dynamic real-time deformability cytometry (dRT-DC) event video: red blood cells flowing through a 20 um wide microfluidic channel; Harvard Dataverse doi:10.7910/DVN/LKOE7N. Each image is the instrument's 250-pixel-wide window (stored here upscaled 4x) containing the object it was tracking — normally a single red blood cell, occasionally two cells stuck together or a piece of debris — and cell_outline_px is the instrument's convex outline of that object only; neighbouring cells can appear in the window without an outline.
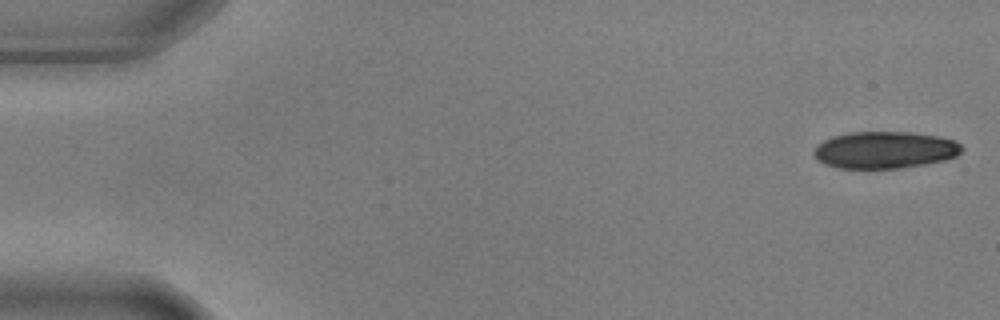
{"species": "common noctule bat (a hibernating species)", "species_latin": "Nyctalus noctula", "temperature_condition": "warm", "stored_images_in_passage": 8, "camera_frame_rate_fps": 3000, "um_per_image_px": 0.085, "animal": {"sex": "male", "body_mass_g": 17.9, "forearm_length_mm": 54.2}, "frame": {"image": 1, "passage_image": 1, "time_ms": 0.0, "image_size_px": [1000, 320], "cell_outline_px": [[964, 148], [956, 156], [944, 160], [924, 164], [900, 168], [840, 168], [824, 164], [816, 160], [812, 152], [816, 144], [832, 136], [848, 132], [912, 132], [936, 136], [956, 140]], "centroid_in_image_um": [75.17, 12.74], "position_along_channel_um": 9.8, "area_um2": 32.08}}
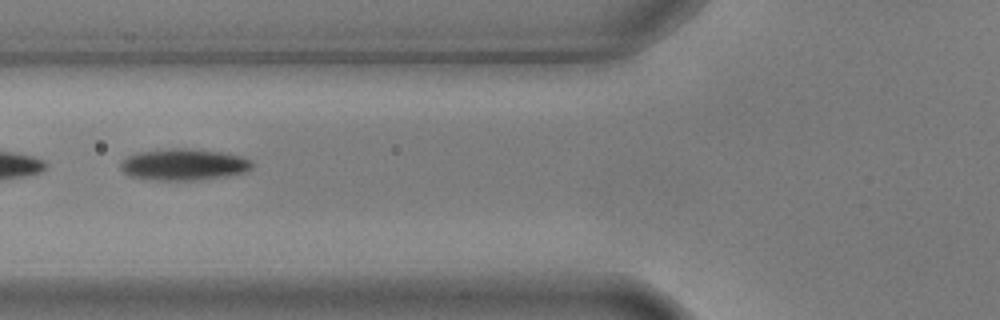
{"frame": {"image": 2, "passage_image": 6, "time_ms": 1.667, "image_size_px": [1000, 320], "cell_outline_px": [[256, 164], [252, 168], [244, 172], [228, 176], [196, 180], [152, 180], [132, 176], [124, 172], [120, 168], [120, 164], [128, 156], [140, 152], [172, 148], [184, 148], [220, 152], [240, 156], [252, 160]], "centroid_in_image_um": [15.66, 13.99], "position_along_channel_um": 110.1, "area_um2": 24.04}}
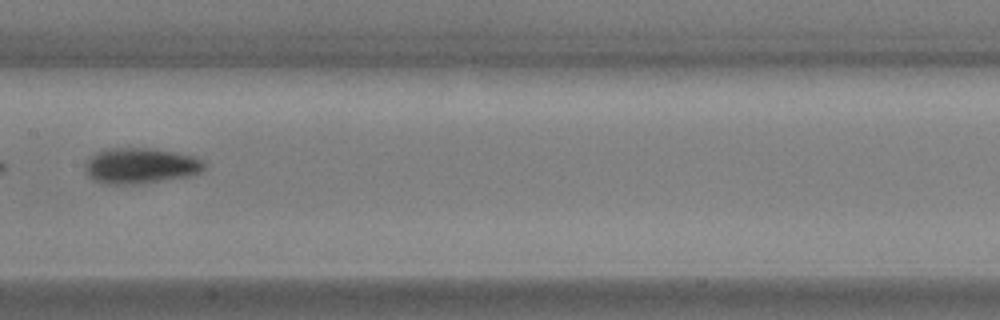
{"frame": {"image": 3, "passage_image": 8, "time_ms": 2.333, "image_size_px": [1000, 320], "cell_outline_px": [[208, 164], [200, 172], [188, 176], [136, 184], [100, 184], [92, 180], [84, 172], [84, 164], [96, 152], [108, 148], [152, 148], [176, 152], [196, 156], [204, 160]], "centroid_in_image_um": [11.93, 14.09], "position_along_channel_um": 195.5, "area_um2": 25.14}}